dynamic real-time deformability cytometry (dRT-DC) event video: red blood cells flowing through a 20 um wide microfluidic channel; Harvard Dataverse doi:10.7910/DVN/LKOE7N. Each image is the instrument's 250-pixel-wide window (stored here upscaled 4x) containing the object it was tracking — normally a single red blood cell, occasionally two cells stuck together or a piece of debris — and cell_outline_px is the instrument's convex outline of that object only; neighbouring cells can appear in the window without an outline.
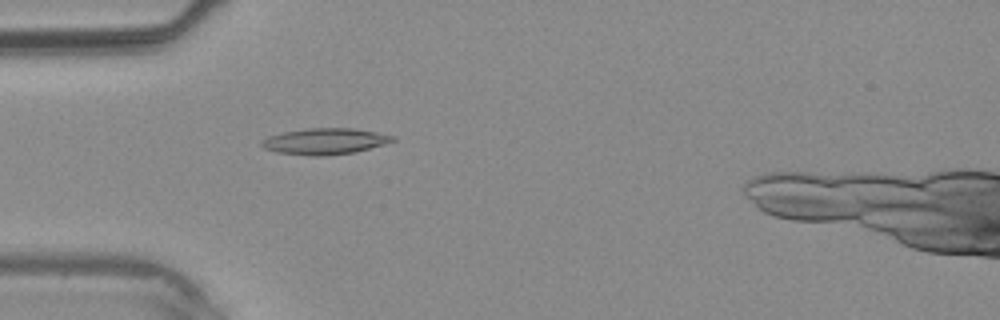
{"species": "common noctule bat (a hibernating species)", "species_latin": "Nyctalus noctula", "temperature_condition": "warm", "stored_images_in_passage": 29, "camera_frame_rate_fps": 3000, "um_per_image_px": 0.085, "animal": {"sex": "male", "body_mass_g": 20.4}, "frame": {"image": 1, "passage_image": 4, "time_ms": 1.0, "image_size_px": [1000, 320], "cell_outline_px": [[396, 140], [384, 144], [356, 152], [324, 156], [312, 156], [276, 152], [264, 148], [260, 144], [260, 140], [268, 136], [284, 132], [308, 128], [356, 128], [396, 136]], "centroid_in_image_um": [27.62, 12.01], "position_along_channel_um": 57.4, "area_um2": 20.11}}
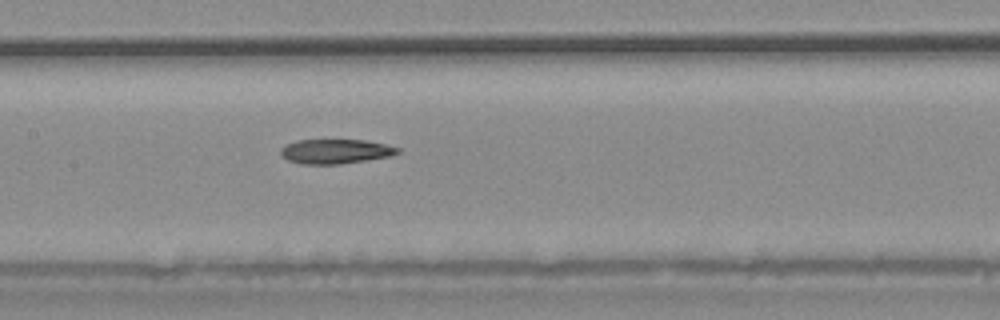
{"frame": {"image": 2, "passage_image": 11, "time_ms": 3.333, "image_size_px": [1000, 320], "cell_outline_px": [[400, 152], [392, 156], [368, 160], [340, 164], [300, 164], [288, 160], [280, 156], [280, 148], [296, 140], [364, 140], [384, 144], [400, 148]], "centroid_in_image_um": [28.51, 12.87], "position_along_channel_um": 178.9, "area_um2": 16.82}}
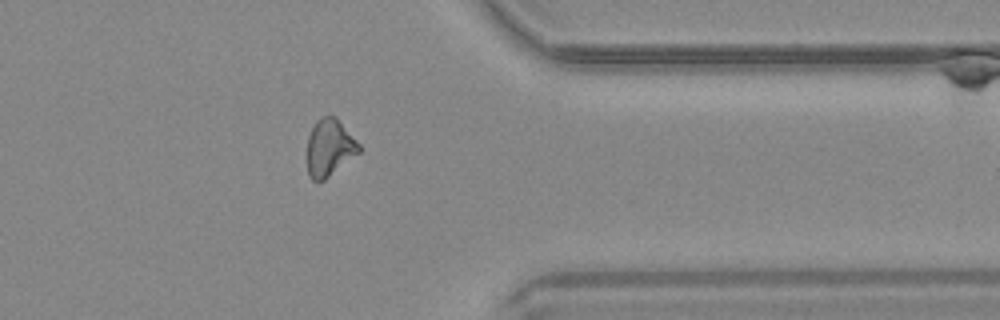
{"frame": {"image": 3, "passage_image": 23, "time_ms": 7.333, "image_size_px": [1000, 320], "cell_outline_px": [[360, 152], [324, 180], [316, 184], [308, 176], [308, 136], [316, 120], [324, 116], [336, 116], [360, 144]], "centroid_in_image_um": [28.0, 12.57], "position_along_channel_um": 383.4, "area_um2": 17.28}}